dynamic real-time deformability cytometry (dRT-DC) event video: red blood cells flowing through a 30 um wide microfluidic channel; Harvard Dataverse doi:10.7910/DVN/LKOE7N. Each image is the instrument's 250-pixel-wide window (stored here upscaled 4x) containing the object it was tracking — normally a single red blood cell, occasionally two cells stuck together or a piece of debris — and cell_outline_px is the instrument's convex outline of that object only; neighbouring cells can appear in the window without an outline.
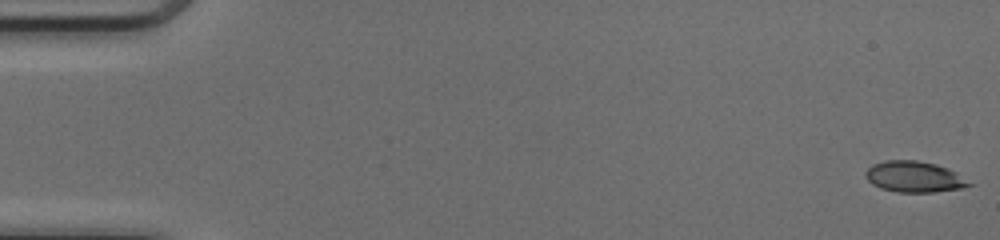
{"species": "common noctule bat (a hibernating species)", "species_latin": "Nyctalus noctula", "temperature_condition": "cold", "stored_images_in_passage": 50, "camera_frame_rate_fps": 3000, "um_per_image_px": 0.085, "animal": {"sex": "female", "body_mass_g": 17.0, "forearm_length_mm": 48.0}, "frame": {"image": 1, "passage_image": 1, "time_ms": 0.0, "image_size_px": [1000, 240], "cell_outline_px": [[976, 184], [964, 188], [932, 192], [896, 192], [880, 188], [872, 184], [864, 176], [864, 172], [872, 164], [884, 160], [916, 160], [936, 164], [948, 168], [956, 172]], "centroid_in_image_um": [77.73, 15.02], "position_along_channel_um": 7.3, "area_um2": 19.02}}
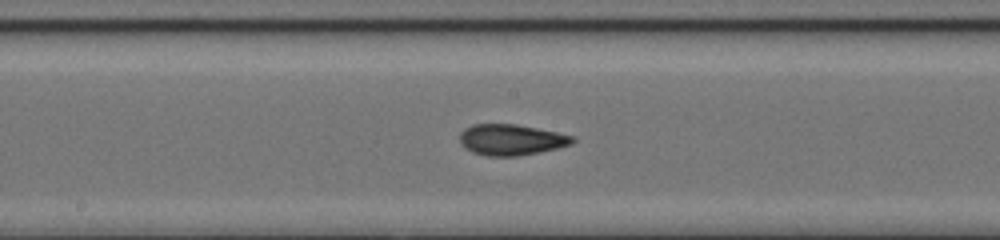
{"frame": {"image": 2, "passage_image": 27, "time_ms": 8.667, "image_size_px": [1000, 240], "cell_outline_px": [[576, 140], [572, 144], [540, 152], [520, 156], [484, 156], [472, 152], [464, 148], [460, 144], [460, 132], [464, 128], [472, 124], [516, 124], [576, 136]], "centroid_in_image_um": [43.43, 11.88], "position_along_channel_um": 204.8, "area_um2": 20.58}}
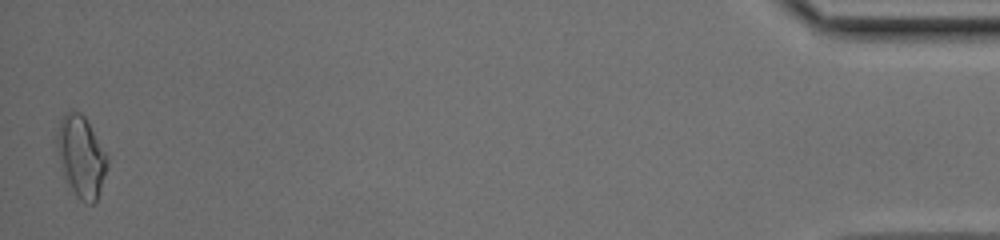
{"frame": {"image": 3, "passage_image": 50, "time_ms": 16.333, "image_size_px": [1000, 240], "cell_outline_px": [[108, 164], [96, 200], [92, 204], [84, 204], [76, 196], [64, 180], [60, 168], [56, 144], [56, 136], [60, 120], [68, 112], [80, 112], [84, 116], [108, 156]], "centroid_in_image_um": [6.87, 13.35], "position_along_channel_um": 428.3, "area_um2": 23.81}, "authors_computed_cell_mechanics": {"area_um2": 19.9121, "velocity_mm_per_s": 4.1506, "shape_relaxation_time_tau1_ms": null, "shape_relaxation_time_tau2_ms": 2.1577, "deformation_change_tau1": null, "deformation_change_tau2": 0.0784}}